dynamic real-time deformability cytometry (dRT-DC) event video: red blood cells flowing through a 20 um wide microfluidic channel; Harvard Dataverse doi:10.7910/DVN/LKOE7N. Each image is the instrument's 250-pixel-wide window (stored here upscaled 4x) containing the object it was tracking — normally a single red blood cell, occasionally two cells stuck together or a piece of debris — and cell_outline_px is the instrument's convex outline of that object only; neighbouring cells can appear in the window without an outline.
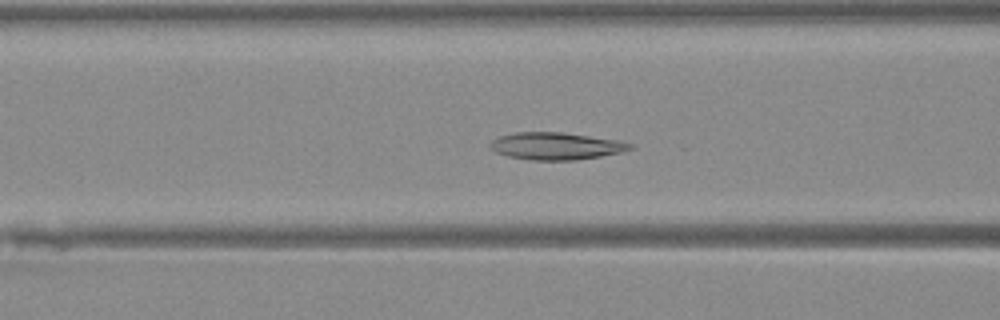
{"species": "Egyptian fruit bat (a non-hibernating species)", "species_latin": "Rousettus aegyptiacus", "temperature_condition": "warm", "stored_images_in_passage": 49, "camera_frame_rate_fps": 3000, "um_per_image_px": 0.085, "animal": {"sex": "female"}, "frame": {"image": 1, "passage_image": 20, "time_ms": 6.333, "image_size_px": [1000, 320], "cell_outline_px": [[632, 148], [624, 152], [576, 160], [532, 160], [508, 156], [496, 152], [488, 148], [488, 144], [492, 140], [500, 136], [516, 132], [564, 132], [624, 140], [632, 144]], "centroid_in_image_um": [47.29, 12.4], "position_along_channel_um": 119.3, "area_um2": 22.54}}
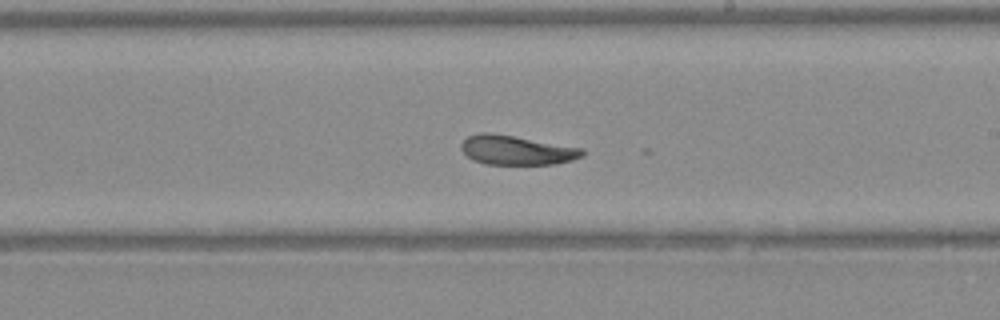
{"frame": {"image": 2, "passage_image": 29, "time_ms": 9.333, "image_size_px": [1000, 320], "cell_outline_px": [[584, 156], [572, 160], [556, 164], [484, 164], [472, 160], [460, 148], [460, 144], [468, 136], [480, 132], [492, 132], [584, 148]], "centroid_in_image_um": [43.91, 12.75], "position_along_channel_um": 245.1, "area_um2": 20.92}}
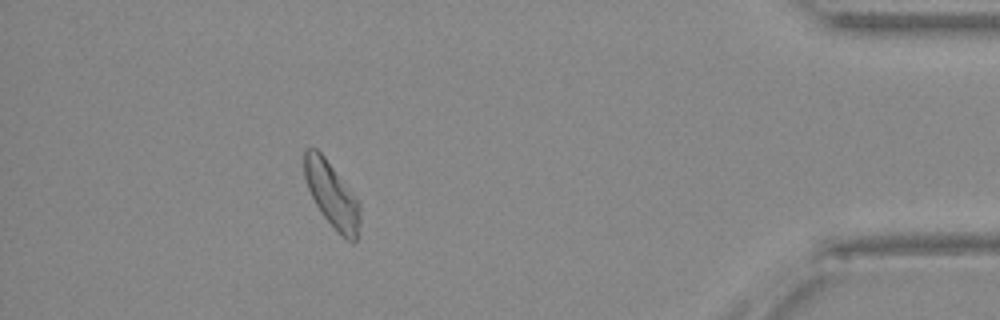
{"frame": {"image": 3, "passage_image": 44, "time_ms": 14.333, "image_size_px": [1000, 320], "cell_outline_px": [[360, 224], [356, 240], [352, 244], [320, 212], [308, 188], [304, 176], [304, 148], [316, 148], [324, 156], [356, 196], [360, 204]], "centroid_in_image_um": [28.21, 16.52], "position_along_channel_um": 407.0, "area_um2": 20.92}}